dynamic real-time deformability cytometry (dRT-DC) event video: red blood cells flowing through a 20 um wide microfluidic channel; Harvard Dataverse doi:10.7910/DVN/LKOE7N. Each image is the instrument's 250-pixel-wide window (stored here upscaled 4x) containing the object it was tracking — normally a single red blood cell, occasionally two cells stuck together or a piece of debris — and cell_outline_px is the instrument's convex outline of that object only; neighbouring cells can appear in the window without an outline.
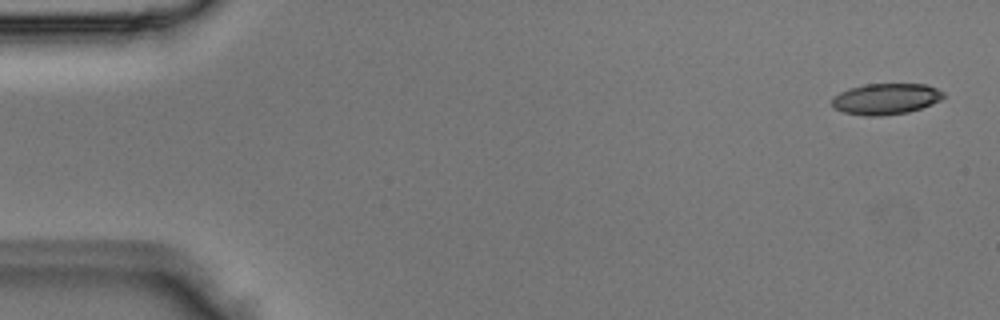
{"species": "Egyptian fruit bat (a non-hibernating species)", "species_latin": "Rousettus aegyptiacus", "temperature_condition": "room temperature", "stored_images_in_passage": 4, "segment_of_instrument_passage": [2, 2], "camera_frame_rate_fps": 3000, "um_per_image_px": 0.085, "animal": {"sex": "male"}, "frame": {"image": 1, "passage_image": 4, "time_ms": 1.0, "image_size_px": [1000, 320], "cell_outline_px": [[944, 96], [940, 100], [920, 108], [908, 112], [880, 116], [864, 116], [844, 112], [832, 108], [832, 96], [848, 88], [864, 84], [924, 84], [936, 88], [944, 92]], "centroid_in_image_um": [75.24, 8.4], "position_along_channel_um": 9.8, "area_um2": 20.23}}